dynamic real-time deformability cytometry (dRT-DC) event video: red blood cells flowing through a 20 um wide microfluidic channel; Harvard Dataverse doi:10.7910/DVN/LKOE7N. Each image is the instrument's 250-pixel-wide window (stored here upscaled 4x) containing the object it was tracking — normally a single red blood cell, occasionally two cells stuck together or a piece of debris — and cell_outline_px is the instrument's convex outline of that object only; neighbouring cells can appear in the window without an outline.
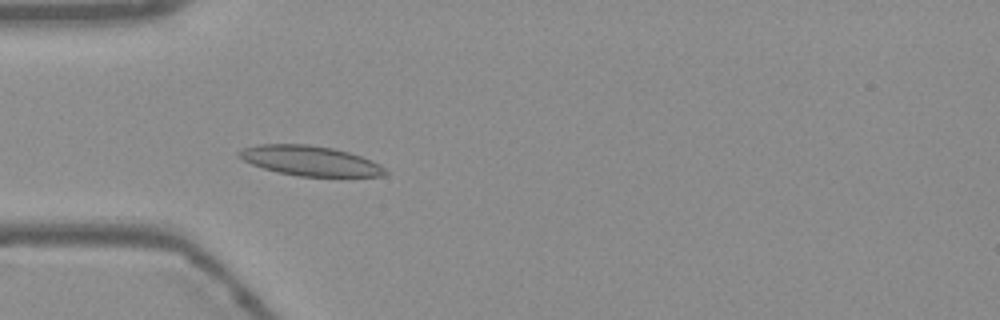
{"species": "Egyptian fruit bat (a non-hibernating species)", "species_latin": "Rousettus aegyptiacus", "temperature_condition": "warm", "stored_images_in_passage": 54, "camera_frame_rate_fps": 3000, "um_per_image_px": 0.085, "frame": {"image": 1, "passage_image": 16, "time_ms": 5.0, "image_size_px": [1000, 320], "cell_outline_px": [[388, 172], [384, 176], [300, 176], [276, 172], [252, 164], [236, 156], [236, 152], [240, 148], [260, 144], [308, 144], [332, 148], [348, 152], [372, 160], [380, 164]], "centroid_in_image_um": [26.32, 13.66], "position_along_channel_um": 58.7, "area_um2": 25.49}}
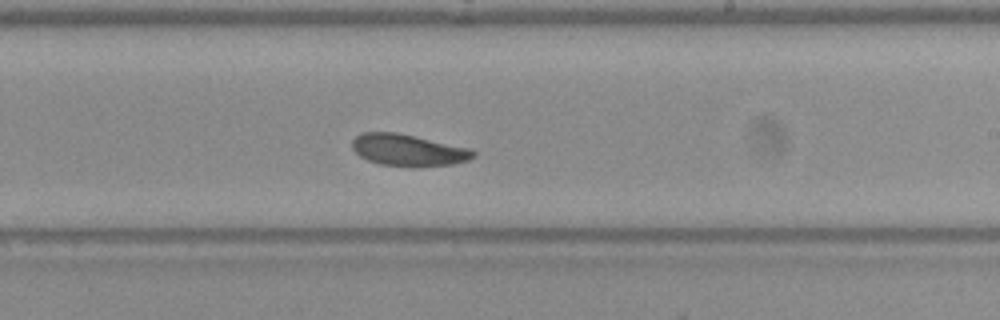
{"frame": {"image": 2, "passage_image": 32, "time_ms": 10.333, "image_size_px": [1000, 320], "cell_outline_px": [[476, 156], [468, 160], [452, 164], [416, 168], [412, 168], [380, 164], [368, 160], [360, 156], [352, 148], [352, 140], [360, 132], [396, 132], [472, 148], [476, 152]], "centroid_in_image_um": [34.72, 12.77], "position_along_channel_um": 254.3, "area_um2": 22.83}}
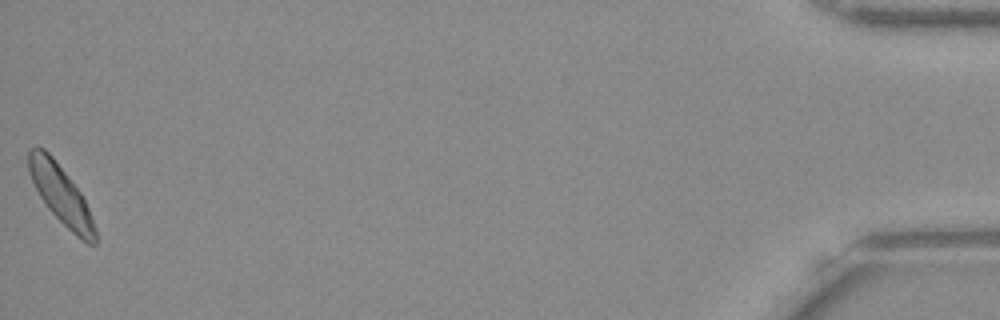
{"frame": {"image": 3, "passage_image": 54, "time_ms": 17.667, "image_size_px": [1000, 320], "cell_outline_px": [[96, 244], [88, 244], [76, 236], [48, 208], [40, 196], [28, 172], [28, 148], [44, 148], [52, 156], [80, 192], [88, 208], [96, 228]], "centroid_in_image_um": [5.17, 16.55], "position_along_channel_um": 430.0, "area_um2": 22.2}, "authors_computed_cell_mechanics": {"area_um2": 22.9755, "velocity_mm_per_s": 3.7298, "shape_relaxation_time_tau1_ms": 4.2707, "shape_relaxation_time_tau2_ms": 2.455, "deformation_change_tau1": 0.1102, "deformation_change_tau2": 0.0756}}